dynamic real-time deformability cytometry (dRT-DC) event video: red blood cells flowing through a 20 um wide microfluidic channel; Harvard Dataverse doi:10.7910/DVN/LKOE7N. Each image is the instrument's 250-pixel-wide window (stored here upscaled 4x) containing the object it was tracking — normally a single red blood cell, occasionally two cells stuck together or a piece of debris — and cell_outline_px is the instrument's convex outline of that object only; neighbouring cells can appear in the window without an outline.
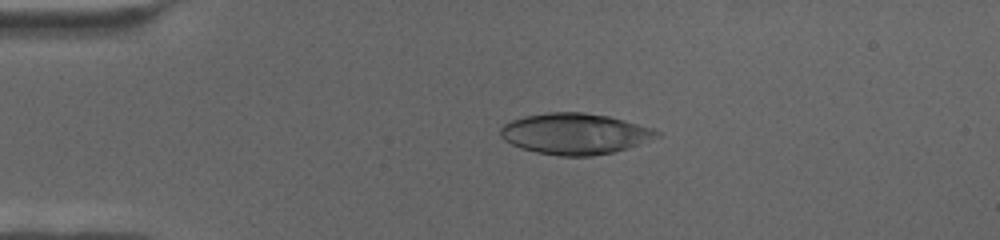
{"species": "human", "species_latin": "Homo sapiens", "temperature_condition": "cold", "stored_images_in_passage": 67, "camera_frame_rate_fps": 3000, "um_per_image_px": 0.085, "donor": {"sex": "female"}, "frame": {"image": 1, "passage_image": 15, "time_ms": 4.667, "image_size_px": [1000, 240], "cell_outline_px": [[660, 136], [628, 148], [612, 152], [592, 156], [560, 156], [536, 152], [520, 148], [504, 140], [500, 136], [500, 128], [504, 124], [512, 120], [524, 116], [548, 112], [584, 112], [608, 116], [652, 128], [660, 132]], "centroid_in_image_um": [48.84, 11.37], "position_along_channel_um": 36.2, "area_um2": 37.28}}
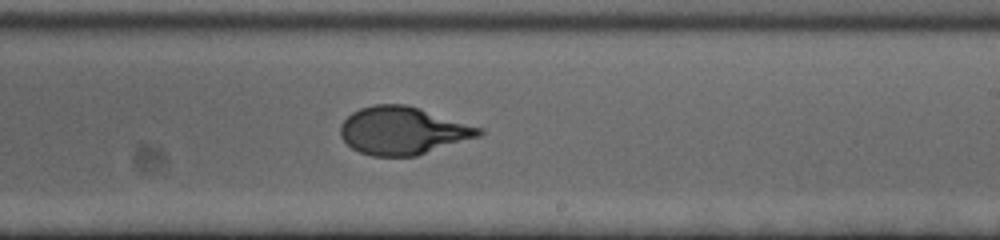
{"frame": {"image": 2, "passage_image": 41, "time_ms": 13.333, "image_size_px": [1000, 240], "cell_outline_px": [[484, 132], [480, 136], [416, 156], [372, 156], [360, 152], [352, 148], [340, 136], [340, 124], [352, 112], [360, 108], [372, 104], [404, 104], [484, 128]], "centroid_in_image_um": [34.23, 11.11], "position_along_channel_um": 254.8, "area_um2": 38.44}}
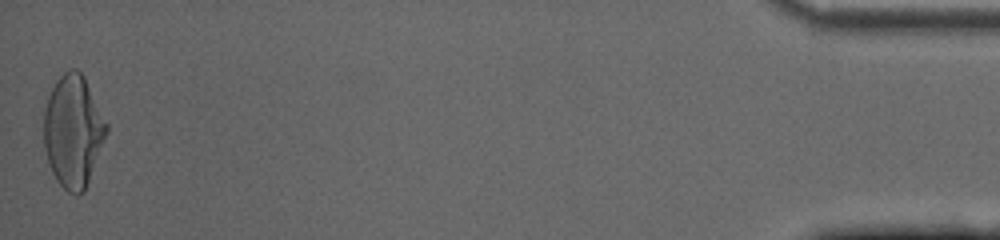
{"frame": {"image": 3, "passage_image": 67, "time_ms": 22.0, "image_size_px": [1000, 240], "cell_outline_px": [[108, 132], [84, 192], [76, 196], [68, 192], [56, 180], [48, 164], [44, 148], [44, 108], [48, 96], [56, 80], [68, 68], [76, 68], [84, 76], [108, 124]], "centroid_in_image_um": [6.21, 11.15], "position_along_channel_um": 429.0, "area_um2": 41.21}}